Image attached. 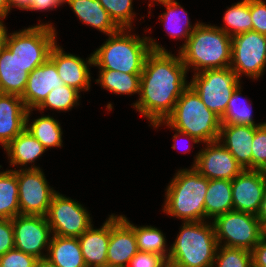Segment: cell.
<instances>
[{"instance_id":"obj_1","label":"cell","mask_w":266,"mask_h":267,"mask_svg":"<svg viewBox=\"0 0 266 267\" xmlns=\"http://www.w3.org/2000/svg\"><path fill=\"white\" fill-rule=\"evenodd\" d=\"M187 69L180 53L151 51L140 76L139 98L133 107L153 126L165 121L172 113L178 98L189 86ZM188 83V84H187Z\"/></svg>"},{"instance_id":"obj_2","label":"cell","mask_w":266,"mask_h":267,"mask_svg":"<svg viewBox=\"0 0 266 267\" xmlns=\"http://www.w3.org/2000/svg\"><path fill=\"white\" fill-rule=\"evenodd\" d=\"M131 30L120 28L108 35V39L92 53L93 66L100 70L141 74L146 57L151 51H167L152 37L132 35Z\"/></svg>"},{"instance_id":"obj_3","label":"cell","mask_w":266,"mask_h":267,"mask_svg":"<svg viewBox=\"0 0 266 267\" xmlns=\"http://www.w3.org/2000/svg\"><path fill=\"white\" fill-rule=\"evenodd\" d=\"M161 124L175 130L173 141L182 135L194 144H205L219 139L221 118L205 106L189 85L178 98L172 113L153 127L158 128Z\"/></svg>"},{"instance_id":"obj_4","label":"cell","mask_w":266,"mask_h":267,"mask_svg":"<svg viewBox=\"0 0 266 267\" xmlns=\"http://www.w3.org/2000/svg\"><path fill=\"white\" fill-rule=\"evenodd\" d=\"M178 52L187 71L190 67L194 73L230 67L232 37L215 25L201 22Z\"/></svg>"},{"instance_id":"obj_5","label":"cell","mask_w":266,"mask_h":267,"mask_svg":"<svg viewBox=\"0 0 266 267\" xmlns=\"http://www.w3.org/2000/svg\"><path fill=\"white\" fill-rule=\"evenodd\" d=\"M166 188L163 212L183 222L205 221L208 179L194 167L180 169Z\"/></svg>"},{"instance_id":"obj_6","label":"cell","mask_w":266,"mask_h":267,"mask_svg":"<svg viewBox=\"0 0 266 267\" xmlns=\"http://www.w3.org/2000/svg\"><path fill=\"white\" fill-rule=\"evenodd\" d=\"M170 247L169 267H212L218 243L213 222H183Z\"/></svg>"},{"instance_id":"obj_7","label":"cell","mask_w":266,"mask_h":267,"mask_svg":"<svg viewBox=\"0 0 266 267\" xmlns=\"http://www.w3.org/2000/svg\"><path fill=\"white\" fill-rule=\"evenodd\" d=\"M51 24L39 23L7 36L6 47L28 74L49 59L51 49L57 43V32Z\"/></svg>"},{"instance_id":"obj_8","label":"cell","mask_w":266,"mask_h":267,"mask_svg":"<svg viewBox=\"0 0 266 267\" xmlns=\"http://www.w3.org/2000/svg\"><path fill=\"white\" fill-rule=\"evenodd\" d=\"M240 80L230 67H226L195 73L189 85L205 106L222 118Z\"/></svg>"},{"instance_id":"obj_9","label":"cell","mask_w":266,"mask_h":267,"mask_svg":"<svg viewBox=\"0 0 266 267\" xmlns=\"http://www.w3.org/2000/svg\"><path fill=\"white\" fill-rule=\"evenodd\" d=\"M212 222L219 246L252 251L260 242V221L257 215L231 210L217 216Z\"/></svg>"},{"instance_id":"obj_10","label":"cell","mask_w":266,"mask_h":267,"mask_svg":"<svg viewBox=\"0 0 266 267\" xmlns=\"http://www.w3.org/2000/svg\"><path fill=\"white\" fill-rule=\"evenodd\" d=\"M230 68L240 79L242 75L258 79L266 68V35L248 31L232 37Z\"/></svg>"},{"instance_id":"obj_11","label":"cell","mask_w":266,"mask_h":267,"mask_svg":"<svg viewBox=\"0 0 266 267\" xmlns=\"http://www.w3.org/2000/svg\"><path fill=\"white\" fill-rule=\"evenodd\" d=\"M46 218L52 235L61 237L78 238L93 225L90 213L80 202L59 192L53 195Z\"/></svg>"},{"instance_id":"obj_12","label":"cell","mask_w":266,"mask_h":267,"mask_svg":"<svg viewBox=\"0 0 266 267\" xmlns=\"http://www.w3.org/2000/svg\"><path fill=\"white\" fill-rule=\"evenodd\" d=\"M18 181L20 214L45 216L53 195L57 192L48 184L42 169L14 170Z\"/></svg>"},{"instance_id":"obj_13","label":"cell","mask_w":266,"mask_h":267,"mask_svg":"<svg viewBox=\"0 0 266 267\" xmlns=\"http://www.w3.org/2000/svg\"><path fill=\"white\" fill-rule=\"evenodd\" d=\"M12 226L14 248L38 259L46 258L43 251H48L52 231L45 216L19 214L12 219Z\"/></svg>"},{"instance_id":"obj_14","label":"cell","mask_w":266,"mask_h":267,"mask_svg":"<svg viewBox=\"0 0 266 267\" xmlns=\"http://www.w3.org/2000/svg\"><path fill=\"white\" fill-rule=\"evenodd\" d=\"M205 145L206 147L196 154L192 167L208 180H232L243 170L220 141Z\"/></svg>"},{"instance_id":"obj_15","label":"cell","mask_w":266,"mask_h":267,"mask_svg":"<svg viewBox=\"0 0 266 267\" xmlns=\"http://www.w3.org/2000/svg\"><path fill=\"white\" fill-rule=\"evenodd\" d=\"M233 210L257 215L266 188V171L244 169L231 180Z\"/></svg>"},{"instance_id":"obj_16","label":"cell","mask_w":266,"mask_h":267,"mask_svg":"<svg viewBox=\"0 0 266 267\" xmlns=\"http://www.w3.org/2000/svg\"><path fill=\"white\" fill-rule=\"evenodd\" d=\"M49 59L55 64L57 73L65 85L77 91H88L91 86L89 65H93V55L86 61L79 56L68 54L57 43L50 52Z\"/></svg>"},{"instance_id":"obj_17","label":"cell","mask_w":266,"mask_h":267,"mask_svg":"<svg viewBox=\"0 0 266 267\" xmlns=\"http://www.w3.org/2000/svg\"><path fill=\"white\" fill-rule=\"evenodd\" d=\"M138 251L134 229L122 218V215L111 214L107 265L127 267Z\"/></svg>"},{"instance_id":"obj_18","label":"cell","mask_w":266,"mask_h":267,"mask_svg":"<svg viewBox=\"0 0 266 267\" xmlns=\"http://www.w3.org/2000/svg\"><path fill=\"white\" fill-rule=\"evenodd\" d=\"M63 85L55 64L48 59L28 74L27 85L21 98L27 110H36L53 89Z\"/></svg>"},{"instance_id":"obj_19","label":"cell","mask_w":266,"mask_h":267,"mask_svg":"<svg viewBox=\"0 0 266 267\" xmlns=\"http://www.w3.org/2000/svg\"><path fill=\"white\" fill-rule=\"evenodd\" d=\"M256 127L221 124L220 143L235 157L242 169H252V141ZM224 139V140H223Z\"/></svg>"},{"instance_id":"obj_20","label":"cell","mask_w":266,"mask_h":267,"mask_svg":"<svg viewBox=\"0 0 266 267\" xmlns=\"http://www.w3.org/2000/svg\"><path fill=\"white\" fill-rule=\"evenodd\" d=\"M26 113L21 96L0 93V144L3 148L26 128Z\"/></svg>"},{"instance_id":"obj_21","label":"cell","mask_w":266,"mask_h":267,"mask_svg":"<svg viewBox=\"0 0 266 267\" xmlns=\"http://www.w3.org/2000/svg\"><path fill=\"white\" fill-rule=\"evenodd\" d=\"M111 232V215L104 224L94 229L93 225L86 230L78 241L87 267L107 265V249Z\"/></svg>"},{"instance_id":"obj_22","label":"cell","mask_w":266,"mask_h":267,"mask_svg":"<svg viewBox=\"0 0 266 267\" xmlns=\"http://www.w3.org/2000/svg\"><path fill=\"white\" fill-rule=\"evenodd\" d=\"M10 165L24 166L25 169H41L34 165L35 160L47 151L44 146L26 128L18 134L5 148ZM29 163L33 165L26 168Z\"/></svg>"},{"instance_id":"obj_23","label":"cell","mask_w":266,"mask_h":267,"mask_svg":"<svg viewBox=\"0 0 266 267\" xmlns=\"http://www.w3.org/2000/svg\"><path fill=\"white\" fill-rule=\"evenodd\" d=\"M27 80L28 73L25 67L5 46L0 51V93L22 96Z\"/></svg>"},{"instance_id":"obj_24","label":"cell","mask_w":266,"mask_h":267,"mask_svg":"<svg viewBox=\"0 0 266 267\" xmlns=\"http://www.w3.org/2000/svg\"><path fill=\"white\" fill-rule=\"evenodd\" d=\"M67 4L82 23L90 25L107 36L120 29L99 0H67Z\"/></svg>"},{"instance_id":"obj_25","label":"cell","mask_w":266,"mask_h":267,"mask_svg":"<svg viewBox=\"0 0 266 267\" xmlns=\"http://www.w3.org/2000/svg\"><path fill=\"white\" fill-rule=\"evenodd\" d=\"M46 258L57 267H87L78 238L52 235Z\"/></svg>"},{"instance_id":"obj_26","label":"cell","mask_w":266,"mask_h":267,"mask_svg":"<svg viewBox=\"0 0 266 267\" xmlns=\"http://www.w3.org/2000/svg\"><path fill=\"white\" fill-rule=\"evenodd\" d=\"M154 2L163 4L167 10L159 16L160 21L164 23L167 34L169 33L170 37L173 39H185L184 44L179 48L180 50L187 43L191 33L200 22H197L194 26H192L188 17V12L185 11L179 2H176V0H156Z\"/></svg>"},{"instance_id":"obj_27","label":"cell","mask_w":266,"mask_h":267,"mask_svg":"<svg viewBox=\"0 0 266 267\" xmlns=\"http://www.w3.org/2000/svg\"><path fill=\"white\" fill-rule=\"evenodd\" d=\"M204 199L206 218L209 220L233 210L231 180H208Z\"/></svg>"},{"instance_id":"obj_28","label":"cell","mask_w":266,"mask_h":267,"mask_svg":"<svg viewBox=\"0 0 266 267\" xmlns=\"http://www.w3.org/2000/svg\"><path fill=\"white\" fill-rule=\"evenodd\" d=\"M33 109L27 110L26 113V129L44 146L47 150L54 147H62V134L59 121L51 116H41L32 120L30 124V115Z\"/></svg>"},{"instance_id":"obj_29","label":"cell","mask_w":266,"mask_h":267,"mask_svg":"<svg viewBox=\"0 0 266 267\" xmlns=\"http://www.w3.org/2000/svg\"><path fill=\"white\" fill-rule=\"evenodd\" d=\"M19 214L16 172L14 169L0 171V219H13Z\"/></svg>"},{"instance_id":"obj_30","label":"cell","mask_w":266,"mask_h":267,"mask_svg":"<svg viewBox=\"0 0 266 267\" xmlns=\"http://www.w3.org/2000/svg\"><path fill=\"white\" fill-rule=\"evenodd\" d=\"M141 74H127L113 70H100L97 84L114 94H139Z\"/></svg>"},{"instance_id":"obj_31","label":"cell","mask_w":266,"mask_h":267,"mask_svg":"<svg viewBox=\"0 0 266 267\" xmlns=\"http://www.w3.org/2000/svg\"><path fill=\"white\" fill-rule=\"evenodd\" d=\"M224 26H217L230 37L253 30L250 0H242L229 7L223 16Z\"/></svg>"},{"instance_id":"obj_32","label":"cell","mask_w":266,"mask_h":267,"mask_svg":"<svg viewBox=\"0 0 266 267\" xmlns=\"http://www.w3.org/2000/svg\"><path fill=\"white\" fill-rule=\"evenodd\" d=\"M122 218L134 229L139 251L157 253L168 259L170 249L166 247V237L161 230L153 226L137 227L126 216L122 215Z\"/></svg>"},{"instance_id":"obj_33","label":"cell","mask_w":266,"mask_h":267,"mask_svg":"<svg viewBox=\"0 0 266 267\" xmlns=\"http://www.w3.org/2000/svg\"><path fill=\"white\" fill-rule=\"evenodd\" d=\"M241 85H239L233 92L231 99L228 102L226 112L221 118V124H236V125H249L258 127L263 123L256 124L252 116L251 106H249L246 100L241 96ZM243 100L244 102H240Z\"/></svg>"},{"instance_id":"obj_34","label":"cell","mask_w":266,"mask_h":267,"mask_svg":"<svg viewBox=\"0 0 266 267\" xmlns=\"http://www.w3.org/2000/svg\"><path fill=\"white\" fill-rule=\"evenodd\" d=\"M80 92L68 85H63L53 89L46 97L44 102L37 108L42 111L45 108L54 109L57 111H69L75 105H79Z\"/></svg>"},{"instance_id":"obj_35","label":"cell","mask_w":266,"mask_h":267,"mask_svg":"<svg viewBox=\"0 0 266 267\" xmlns=\"http://www.w3.org/2000/svg\"><path fill=\"white\" fill-rule=\"evenodd\" d=\"M252 264L251 251L218 245L212 267H251Z\"/></svg>"},{"instance_id":"obj_36","label":"cell","mask_w":266,"mask_h":267,"mask_svg":"<svg viewBox=\"0 0 266 267\" xmlns=\"http://www.w3.org/2000/svg\"><path fill=\"white\" fill-rule=\"evenodd\" d=\"M110 18L119 28L132 29L136 15L133 10V0H99Z\"/></svg>"},{"instance_id":"obj_37","label":"cell","mask_w":266,"mask_h":267,"mask_svg":"<svg viewBox=\"0 0 266 267\" xmlns=\"http://www.w3.org/2000/svg\"><path fill=\"white\" fill-rule=\"evenodd\" d=\"M252 169L266 171V122L256 127L252 141Z\"/></svg>"},{"instance_id":"obj_38","label":"cell","mask_w":266,"mask_h":267,"mask_svg":"<svg viewBox=\"0 0 266 267\" xmlns=\"http://www.w3.org/2000/svg\"><path fill=\"white\" fill-rule=\"evenodd\" d=\"M38 258L13 248L0 256V267H35Z\"/></svg>"},{"instance_id":"obj_39","label":"cell","mask_w":266,"mask_h":267,"mask_svg":"<svg viewBox=\"0 0 266 267\" xmlns=\"http://www.w3.org/2000/svg\"><path fill=\"white\" fill-rule=\"evenodd\" d=\"M127 267H169L168 260L157 253L138 251Z\"/></svg>"},{"instance_id":"obj_40","label":"cell","mask_w":266,"mask_h":267,"mask_svg":"<svg viewBox=\"0 0 266 267\" xmlns=\"http://www.w3.org/2000/svg\"><path fill=\"white\" fill-rule=\"evenodd\" d=\"M250 12L253 31L266 35V2L264 0H250Z\"/></svg>"},{"instance_id":"obj_41","label":"cell","mask_w":266,"mask_h":267,"mask_svg":"<svg viewBox=\"0 0 266 267\" xmlns=\"http://www.w3.org/2000/svg\"><path fill=\"white\" fill-rule=\"evenodd\" d=\"M14 248L12 219H0V256Z\"/></svg>"},{"instance_id":"obj_42","label":"cell","mask_w":266,"mask_h":267,"mask_svg":"<svg viewBox=\"0 0 266 267\" xmlns=\"http://www.w3.org/2000/svg\"><path fill=\"white\" fill-rule=\"evenodd\" d=\"M67 3V0H32L29 11H43V10H53L59 6Z\"/></svg>"},{"instance_id":"obj_43","label":"cell","mask_w":266,"mask_h":267,"mask_svg":"<svg viewBox=\"0 0 266 267\" xmlns=\"http://www.w3.org/2000/svg\"><path fill=\"white\" fill-rule=\"evenodd\" d=\"M251 253L253 265L256 267H266V242L260 240Z\"/></svg>"},{"instance_id":"obj_44","label":"cell","mask_w":266,"mask_h":267,"mask_svg":"<svg viewBox=\"0 0 266 267\" xmlns=\"http://www.w3.org/2000/svg\"><path fill=\"white\" fill-rule=\"evenodd\" d=\"M9 2H10V9L16 7L28 11V9L31 6L32 0H9Z\"/></svg>"},{"instance_id":"obj_45","label":"cell","mask_w":266,"mask_h":267,"mask_svg":"<svg viewBox=\"0 0 266 267\" xmlns=\"http://www.w3.org/2000/svg\"><path fill=\"white\" fill-rule=\"evenodd\" d=\"M5 17L0 16V51L6 46V39L8 36L7 28L3 24Z\"/></svg>"},{"instance_id":"obj_46","label":"cell","mask_w":266,"mask_h":267,"mask_svg":"<svg viewBox=\"0 0 266 267\" xmlns=\"http://www.w3.org/2000/svg\"><path fill=\"white\" fill-rule=\"evenodd\" d=\"M257 218L259 220H266V188H265V191H264V196H263V199H262L260 210H259V212L257 214Z\"/></svg>"},{"instance_id":"obj_47","label":"cell","mask_w":266,"mask_h":267,"mask_svg":"<svg viewBox=\"0 0 266 267\" xmlns=\"http://www.w3.org/2000/svg\"><path fill=\"white\" fill-rule=\"evenodd\" d=\"M10 2L9 0H0V16L5 17L10 12Z\"/></svg>"},{"instance_id":"obj_48","label":"cell","mask_w":266,"mask_h":267,"mask_svg":"<svg viewBox=\"0 0 266 267\" xmlns=\"http://www.w3.org/2000/svg\"><path fill=\"white\" fill-rule=\"evenodd\" d=\"M35 267H57V266L51 263L47 258H41L37 260Z\"/></svg>"},{"instance_id":"obj_49","label":"cell","mask_w":266,"mask_h":267,"mask_svg":"<svg viewBox=\"0 0 266 267\" xmlns=\"http://www.w3.org/2000/svg\"><path fill=\"white\" fill-rule=\"evenodd\" d=\"M260 221V240L266 242V220Z\"/></svg>"},{"instance_id":"obj_50","label":"cell","mask_w":266,"mask_h":267,"mask_svg":"<svg viewBox=\"0 0 266 267\" xmlns=\"http://www.w3.org/2000/svg\"><path fill=\"white\" fill-rule=\"evenodd\" d=\"M172 148L173 149H176L177 148V146H176V144L174 143V145L172 146ZM189 148V147H188ZM190 149H188V150H185V151H183L184 153H186V151L188 152Z\"/></svg>"},{"instance_id":"obj_51","label":"cell","mask_w":266,"mask_h":267,"mask_svg":"<svg viewBox=\"0 0 266 267\" xmlns=\"http://www.w3.org/2000/svg\"><path fill=\"white\" fill-rule=\"evenodd\" d=\"M98 267H116V266L104 265V266H98Z\"/></svg>"}]
</instances>
